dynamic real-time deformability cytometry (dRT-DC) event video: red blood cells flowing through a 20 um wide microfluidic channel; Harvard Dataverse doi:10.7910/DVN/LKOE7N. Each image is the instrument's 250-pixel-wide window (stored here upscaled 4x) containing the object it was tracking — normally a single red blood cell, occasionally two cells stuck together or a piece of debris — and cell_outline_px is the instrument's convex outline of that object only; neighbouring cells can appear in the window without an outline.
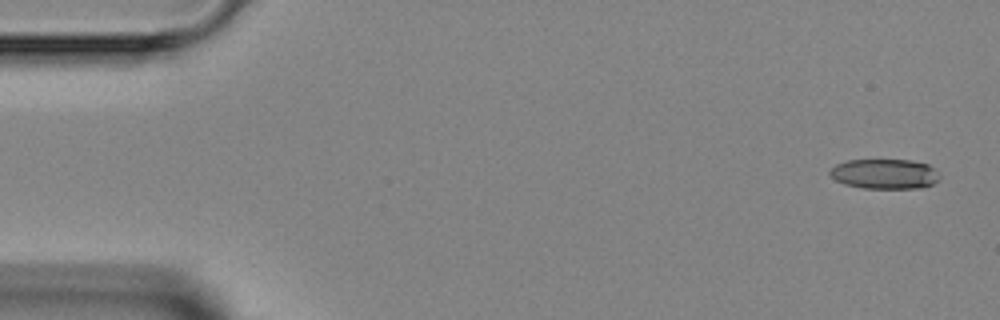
{"species": "Egyptian fruit bat (a non-hibernating species)", "species_latin": "Rousettus aegyptiacus", "temperature_condition": "room temperature", "stored_images_in_passage": 5, "camera_frame_rate_fps": 3000, "um_per_image_px": 0.085, "animal": {"sex": "female"}, "frame": {"image": 1, "passage_image": 1, "time_ms": 0.0, "image_size_px": [1000, 320], "cell_outline_px": [[940, 180], [932, 184], [920, 188], [864, 188], [844, 184], [836, 180], [828, 172], [836, 164], [848, 160], [912, 160], [928, 164], [940, 176]], "centroid_in_image_um": [75.2, 14.78], "position_along_channel_um": 9.8, "area_um2": 19.07}}
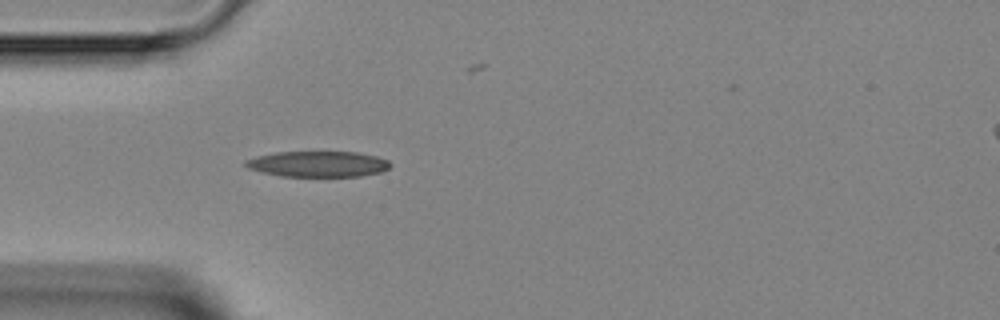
{"frame": {"image": 2, "passage_image": 4, "time_ms": 4.0, "image_size_px": [1000, 320], "cell_outline_px": [[392, 164], [388, 168], [380, 172], [360, 176], [280, 176], [248, 168], [244, 164], [244, 160], [256, 156], [276, 152], [356, 152], [376, 156], [388, 160]], "centroid_in_image_um": [27.02, 13.93], "position_along_channel_um": 58.0, "area_um2": 21.62}}